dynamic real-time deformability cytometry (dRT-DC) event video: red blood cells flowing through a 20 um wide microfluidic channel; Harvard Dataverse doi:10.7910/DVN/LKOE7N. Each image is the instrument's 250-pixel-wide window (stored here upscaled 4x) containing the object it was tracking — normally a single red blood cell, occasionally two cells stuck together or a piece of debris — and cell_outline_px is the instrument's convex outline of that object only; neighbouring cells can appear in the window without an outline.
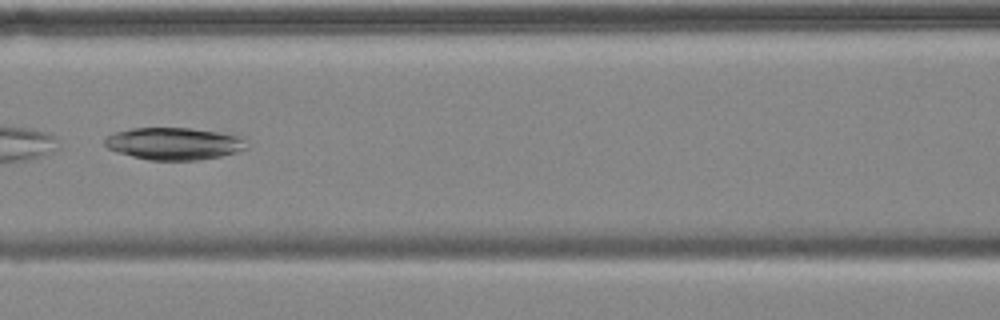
{"species": "common noctule bat (a hibernating species)", "species_latin": "Nyctalus noctula", "temperature_condition": "cold", "stored_images_in_passage": 9, "camera_frame_rate_fps": 3000, "um_per_image_px": 0.085, "animal": {"sex": "female", "body_mass_g": 18.4}, "frame": {"image": 1, "passage_image": 6, "time_ms": 6.0, "image_size_px": [1000, 320], "cell_outline_px": [[248, 148], [236, 152], [220, 156], [196, 160], [148, 160], [116, 152], [108, 148], [104, 144], [104, 140], [112, 132], [132, 128], [192, 128], [220, 132], [244, 136]], "centroid_in_image_um": [14.8, 12.2], "position_along_channel_um": 151.8, "area_um2": 26.88}}
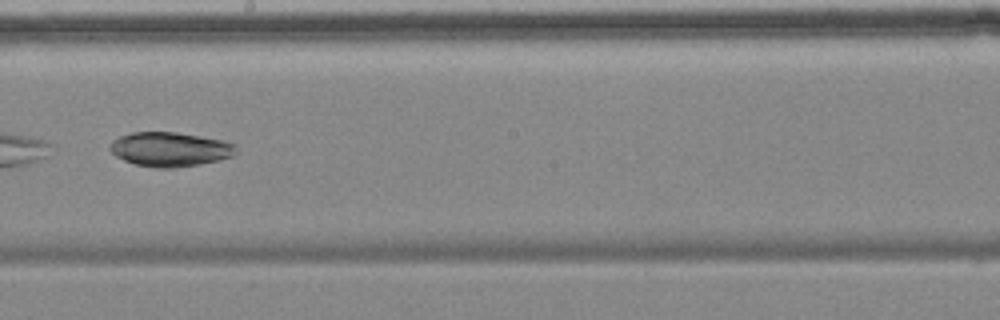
{"frame": {"image": 2, "passage_image": 8, "time_ms": 8.333, "image_size_px": [1000, 320], "cell_outline_px": [[236, 152], [232, 156], [220, 160], [200, 164], [176, 168], [156, 168], [136, 164], [124, 160], [116, 156], [108, 148], [108, 144], [112, 140], [120, 136], [132, 132], [176, 132], [224, 140], [236, 144]], "centroid_in_image_um": [14.45, 12.69], "position_along_channel_um": 233.8, "area_um2": 25.43}}
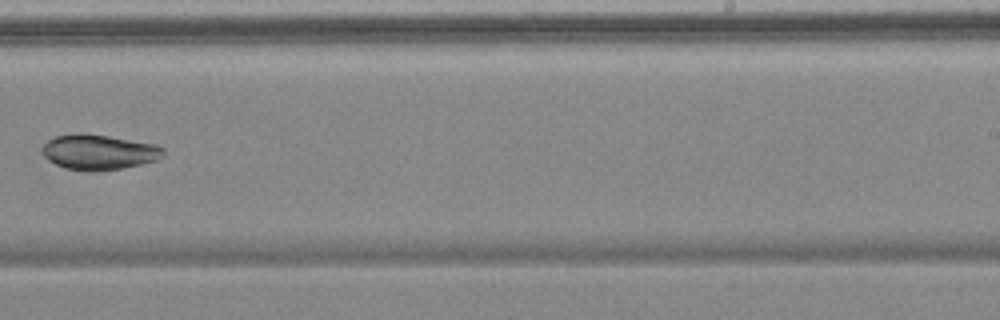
{"frame": {"image": 3, "passage_image": 9, "time_ms": 9.667, "image_size_px": [1000, 320], "cell_outline_px": [[164, 156], [156, 160], [124, 168], [92, 172], [88, 172], [64, 168], [48, 160], [40, 152], [40, 148], [48, 140], [56, 136], [80, 132], [84, 132], [156, 144], [164, 148]], "centroid_in_image_um": [8.37, 12.93], "position_along_channel_um": 280.6, "area_um2": 25.2}}